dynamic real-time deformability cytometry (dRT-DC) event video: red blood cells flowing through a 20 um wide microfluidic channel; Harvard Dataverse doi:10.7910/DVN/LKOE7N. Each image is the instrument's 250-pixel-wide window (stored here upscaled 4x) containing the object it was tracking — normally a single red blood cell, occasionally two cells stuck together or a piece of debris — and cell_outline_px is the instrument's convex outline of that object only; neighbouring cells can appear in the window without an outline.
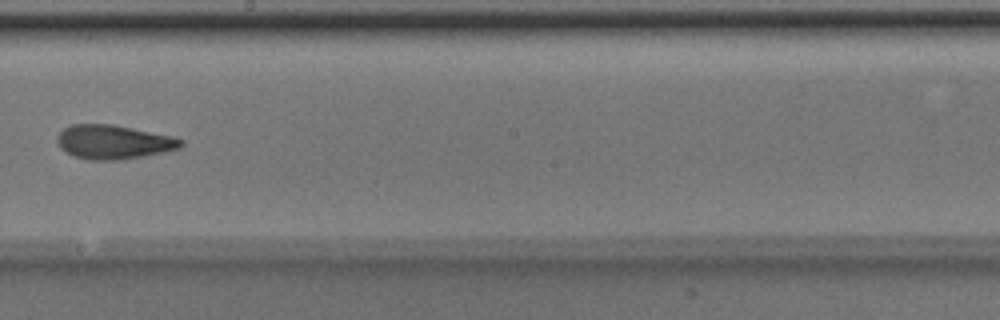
{"species": "Egyptian fruit bat (a non-hibernating species)", "species_latin": "Rousettus aegyptiacus", "temperature_condition": "room temperature", "stored_images_in_passage": 7, "camera_frame_rate_fps": 3000, "um_per_image_px": 0.085, "animal": {"sex": "male"}, "frame": {"image": 1, "passage_image": 7, "time_ms": 2.0, "image_size_px": [1000, 320], "cell_outline_px": [[184, 144], [180, 148], [164, 152], [144, 156], [120, 160], [88, 160], [72, 156], [60, 148], [56, 140], [56, 136], [64, 128], [72, 124], [112, 124], [172, 136], [184, 140]], "centroid_in_image_um": [9.63, 12.08], "position_along_channel_um": 238.6, "area_um2": 24.74}}